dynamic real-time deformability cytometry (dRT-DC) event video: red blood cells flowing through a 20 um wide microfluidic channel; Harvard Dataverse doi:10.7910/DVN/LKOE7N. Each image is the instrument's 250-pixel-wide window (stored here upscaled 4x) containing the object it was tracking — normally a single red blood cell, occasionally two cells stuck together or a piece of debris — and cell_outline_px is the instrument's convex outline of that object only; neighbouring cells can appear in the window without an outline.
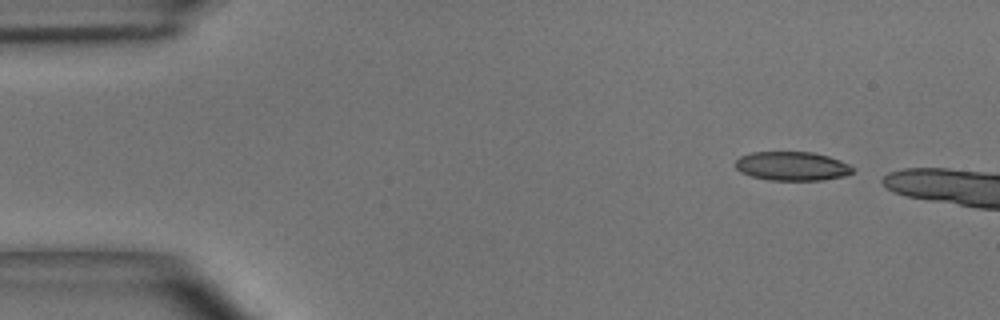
{"species": "common noctule bat (a hibernating species)", "species_latin": "Nyctalus noctula", "temperature_condition": "room temperature", "stored_images_in_passage": 6, "camera_frame_rate_fps": 3000, "um_per_image_px": 0.085, "animal": {"sex": "male", "body_mass_g": 15.6}, "frame": {"image": 1, "passage_image": 1, "time_ms": 0.0, "image_size_px": [1000, 320], "cell_outline_px": [[856, 168], [852, 172], [844, 176], [824, 180], [768, 180], [752, 176], [740, 172], [736, 168], [736, 160], [740, 156], [752, 152], [812, 152], [828, 156], [840, 160]], "centroid_in_image_um": [67.34, 14.12], "position_along_channel_um": 17.7, "area_um2": 19.83}}